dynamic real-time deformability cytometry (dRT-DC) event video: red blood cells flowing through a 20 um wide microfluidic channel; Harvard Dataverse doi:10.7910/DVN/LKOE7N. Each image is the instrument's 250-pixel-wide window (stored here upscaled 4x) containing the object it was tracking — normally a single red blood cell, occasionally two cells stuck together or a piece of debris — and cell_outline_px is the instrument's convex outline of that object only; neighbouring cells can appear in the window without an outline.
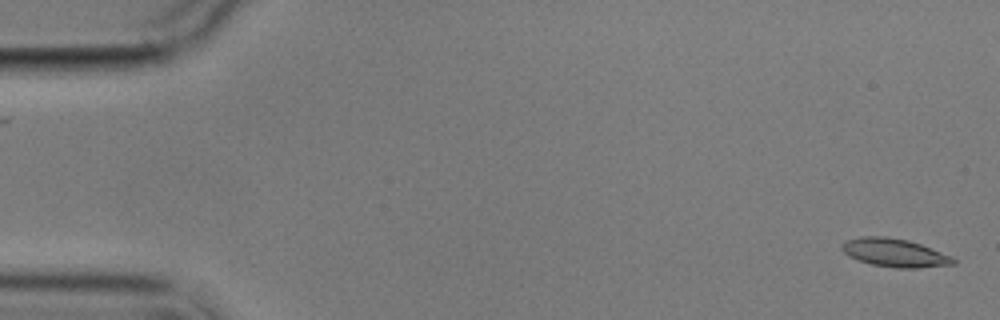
{"species": "common noctule bat (a hibernating species)", "species_latin": "Nyctalus noctula", "temperature_condition": "cold", "stored_images_in_passage": 2, "camera_frame_rate_fps": 3000, "um_per_image_px": 0.085, "animal": {"sex": "male", "body_mass_g": 17.9}, "frame": {"image": 1, "passage_image": 2, "time_ms": 1.0, "image_size_px": [1000, 320], "cell_outline_px": [[956, 264], [916, 268], [896, 268], [872, 264], [848, 256], [840, 248], [840, 244], [844, 240], [860, 236], [884, 236], [908, 240], [920, 244], [952, 256], [956, 260]], "centroid_in_image_um": [76.02, 21.47], "position_along_channel_um": 9.0, "area_um2": 18.44}}